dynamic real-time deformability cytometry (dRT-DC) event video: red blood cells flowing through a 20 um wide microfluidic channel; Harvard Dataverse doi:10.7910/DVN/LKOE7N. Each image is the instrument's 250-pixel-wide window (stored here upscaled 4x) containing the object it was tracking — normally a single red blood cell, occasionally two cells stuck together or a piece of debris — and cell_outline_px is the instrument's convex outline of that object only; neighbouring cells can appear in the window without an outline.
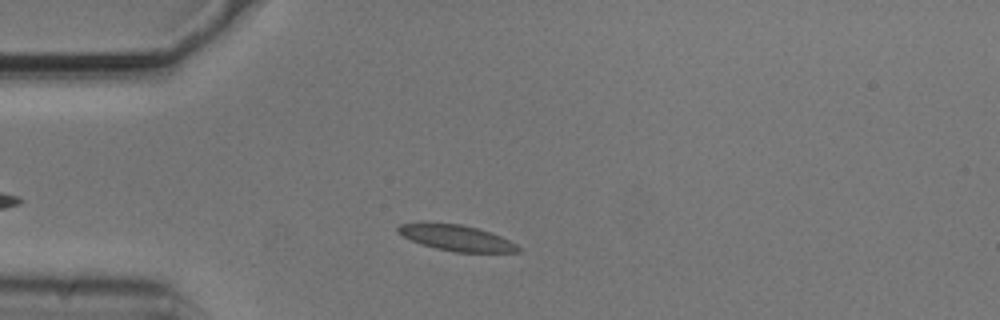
{"species": "common noctule bat (a hibernating species)", "species_latin": "Nyctalus noctula", "temperature_condition": "cold", "stored_images_in_passage": 43, "camera_frame_rate_fps": 3000, "um_per_image_px": 0.085, "animal": {"sex": "male", "body_mass_g": 20.5, "forearm_length_mm": 52.5}, "frame": {"image": 1, "passage_image": 6, "time_ms": 1.667, "image_size_px": [1000, 320], "cell_outline_px": [[520, 252], [452, 252], [420, 244], [396, 232], [396, 228], [400, 224], [460, 224], [476, 228], [500, 236], [516, 244], [520, 248]], "centroid_in_image_um": [38.81, 20.25], "position_along_channel_um": 46.2, "area_um2": 17.57}}
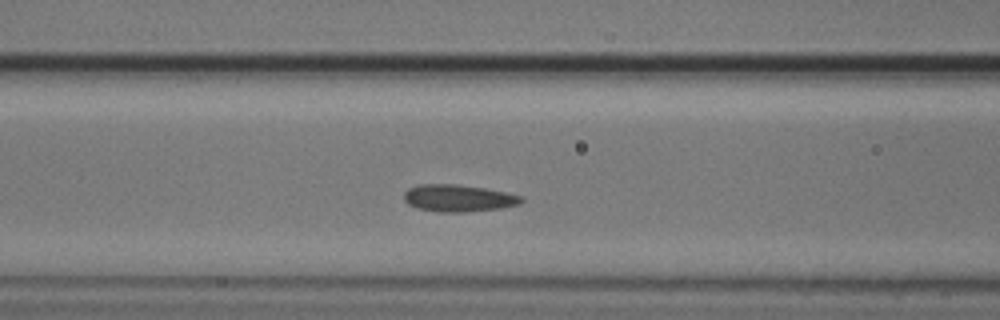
{"frame": {"image": 2, "passage_image": 14, "time_ms": 4.333, "image_size_px": [1000, 320], "cell_outline_px": [[524, 200], [520, 204], [500, 208], [464, 212], [436, 212], [416, 208], [408, 204], [404, 200], [404, 192], [408, 188], [420, 184], [456, 184], [484, 188], [524, 196]], "centroid_in_image_um": [38.94, 16.84], "position_along_channel_um": 127.7, "area_um2": 18.61}}
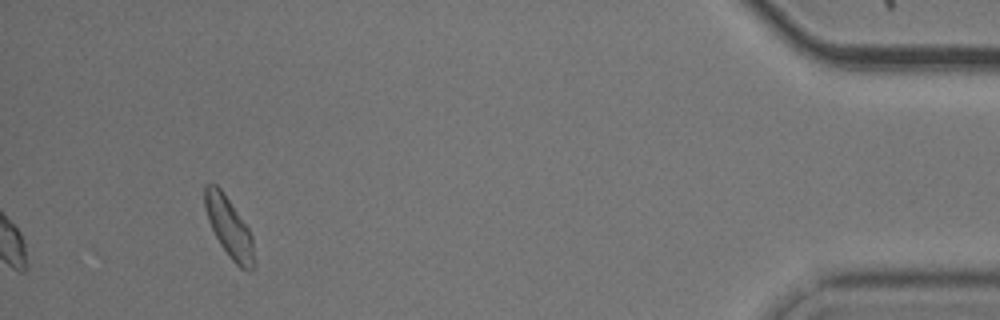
{"frame": {"image": 3, "passage_image": 43, "time_ms": 14.0, "image_size_px": [1000, 320], "cell_outline_px": [[256, 264], [248, 272], [240, 268], [228, 256], [220, 244], [208, 220], [204, 204], [204, 184], [216, 184], [220, 188], [248, 228], [252, 236]], "centroid_in_image_um": [19.48, 19.37], "position_along_channel_um": 415.7, "area_um2": 17.17}, "authors_computed_cell_mechanics": {"area_um2": 17.7446, "velocity_mm_per_s": 3.6717, "shape_relaxation_time_tau1_ms": 5.6552, "shape_relaxation_time_tau2_ms": 1.2097, "deformation_change_tau1": 0.1001, "deformation_change_tau2": 0.0593}}